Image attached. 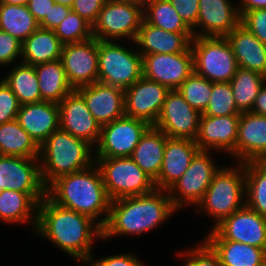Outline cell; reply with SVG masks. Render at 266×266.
<instances>
[{
  "mask_svg": "<svg viewBox=\"0 0 266 266\" xmlns=\"http://www.w3.org/2000/svg\"><path fill=\"white\" fill-rule=\"evenodd\" d=\"M158 193L162 192L154 188L148 194L111 201L108 215L98 222L102 228V237L119 233L120 235L122 233L140 234L154 228L183 204V201L181 202L177 197L170 195L164 197Z\"/></svg>",
  "mask_w": 266,
  "mask_h": 266,
  "instance_id": "6da1fadb",
  "label": "cell"
},
{
  "mask_svg": "<svg viewBox=\"0 0 266 266\" xmlns=\"http://www.w3.org/2000/svg\"><path fill=\"white\" fill-rule=\"evenodd\" d=\"M42 201L35 218L37 230L67 253L90 261L92 235L96 233L102 237V228L97 224L92 232V218L58 206L47 196Z\"/></svg>",
  "mask_w": 266,
  "mask_h": 266,
  "instance_id": "7a4b0ae2",
  "label": "cell"
},
{
  "mask_svg": "<svg viewBox=\"0 0 266 266\" xmlns=\"http://www.w3.org/2000/svg\"><path fill=\"white\" fill-rule=\"evenodd\" d=\"M83 169L67 174L53 181L52 192L47 189V197L63 208L84 214L92 219L106 211L109 213L111 200L103 184L100 169L94 174H88ZM49 192L51 194H49ZM55 194V195H54ZM52 195V196H51Z\"/></svg>",
  "mask_w": 266,
  "mask_h": 266,
  "instance_id": "3957f363",
  "label": "cell"
},
{
  "mask_svg": "<svg viewBox=\"0 0 266 266\" xmlns=\"http://www.w3.org/2000/svg\"><path fill=\"white\" fill-rule=\"evenodd\" d=\"M88 147L87 141L60 128L54 131L39 147V150L45 151L43 159H46L45 168L49 170L40 169L44 186H48L46 176L50 177L49 182L52 183L61 176L88 169L91 165Z\"/></svg>",
  "mask_w": 266,
  "mask_h": 266,
  "instance_id": "277c9868",
  "label": "cell"
},
{
  "mask_svg": "<svg viewBox=\"0 0 266 266\" xmlns=\"http://www.w3.org/2000/svg\"><path fill=\"white\" fill-rule=\"evenodd\" d=\"M103 184L111 201L144 195L155 188L154 181L131 157L98 158Z\"/></svg>",
  "mask_w": 266,
  "mask_h": 266,
  "instance_id": "5b68a950",
  "label": "cell"
},
{
  "mask_svg": "<svg viewBox=\"0 0 266 266\" xmlns=\"http://www.w3.org/2000/svg\"><path fill=\"white\" fill-rule=\"evenodd\" d=\"M192 41L194 72L211 82H230L239 67L226 37L196 36Z\"/></svg>",
  "mask_w": 266,
  "mask_h": 266,
  "instance_id": "8992f818",
  "label": "cell"
},
{
  "mask_svg": "<svg viewBox=\"0 0 266 266\" xmlns=\"http://www.w3.org/2000/svg\"><path fill=\"white\" fill-rule=\"evenodd\" d=\"M142 76V55L98 40V82L126 90Z\"/></svg>",
  "mask_w": 266,
  "mask_h": 266,
  "instance_id": "52a82bcc",
  "label": "cell"
},
{
  "mask_svg": "<svg viewBox=\"0 0 266 266\" xmlns=\"http://www.w3.org/2000/svg\"><path fill=\"white\" fill-rule=\"evenodd\" d=\"M139 7L129 2L106 0L92 26L93 37L99 41H108L107 36L117 38L131 35L135 41L144 19V13Z\"/></svg>",
  "mask_w": 266,
  "mask_h": 266,
  "instance_id": "ba28073f",
  "label": "cell"
},
{
  "mask_svg": "<svg viewBox=\"0 0 266 266\" xmlns=\"http://www.w3.org/2000/svg\"><path fill=\"white\" fill-rule=\"evenodd\" d=\"M207 240H229L266 251V218L242 206L216 225Z\"/></svg>",
  "mask_w": 266,
  "mask_h": 266,
  "instance_id": "9c48e42d",
  "label": "cell"
},
{
  "mask_svg": "<svg viewBox=\"0 0 266 266\" xmlns=\"http://www.w3.org/2000/svg\"><path fill=\"white\" fill-rule=\"evenodd\" d=\"M149 127L145 121L127 116L102 125L98 158L130 157Z\"/></svg>",
  "mask_w": 266,
  "mask_h": 266,
  "instance_id": "30bf717a",
  "label": "cell"
},
{
  "mask_svg": "<svg viewBox=\"0 0 266 266\" xmlns=\"http://www.w3.org/2000/svg\"><path fill=\"white\" fill-rule=\"evenodd\" d=\"M201 115L184 100L178 89L169 90L154 126L170 138L195 140Z\"/></svg>",
  "mask_w": 266,
  "mask_h": 266,
  "instance_id": "8fae6325",
  "label": "cell"
},
{
  "mask_svg": "<svg viewBox=\"0 0 266 266\" xmlns=\"http://www.w3.org/2000/svg\"><path fill=\"white\" fill-rule=\"evenodd\" d=\"M143 76L166 86L169 90L178 89L194 72L191 47L183 53H157L142 57Z\"/></svg>",
  "mask_w": 266,
  "mask_h": 266,
  "instance_id": "7c38bea8",
  "label": "cell"
},
{
  "mask_svg": "<svg viewBox=\"0 0 266 266\" xmlns=\"http://www.w3.org/2000/svg\"><path fill=\"white\" fill-rule=\"evenodd\" d=\"M233 169L218 170L211 181L205 195L200 203L208 209L213 216L217 217L220 223L223 219L241 209L239 203L241 200L243 178ZM243 184V185H242Z\"/></svg>",
  "mask_w": 266,
  "mask_h": 266,
  "instance_id": "4fadbf2b",
  "label": "cell"
},
{
  "mask_svg": "<svg viewBox=\"0 0 266 266\" xmlns=\"http://www.w3.org/2000/svg\"><path fill=\"white\" fill-rule=\"evenodd\" d=\"M61 61L73 89L98 82V39L64 44Z\"/></svg>",
  "mask_w": 266,
  "mask_h": 266,
  "instance_id": "5bb4252c",
  "label": "cell"
},
{
  "mask_svg": "<svg viewBox=\"0 0 266 266\" xmlns=\"http://www.w3.org/2000/svg\"><path fill=\"white\" fill-rule=\"evenodd\" d=\"M169 89L142 76L124 90L125 116L145 121L154 126Z\"/></svg>",
  "mask_w": 266,
  "mask_h": 266,
  "instance_id": "9a60e30c",
  "label": "cell"
},
{
  "mask_svg": "<svg viewBox=\"0 0 266 266\" xmlns=\"http://www.w3.org/2000/svg\"><path fill=\"white\" fill-rule=\"evenodd\" d=\"M58 106L60 129L89 144L94 140L99 141L102 126L95 120L84 98L76 89L71 91Z\"/></svg>",
  "mask_w": 266,
  "mask_h": 266,
  "instance_id": "2e32d148",
  "label": "cell"
},
{
  "mask_svg": "<svg viewBox=\"0 0 266 266\" xmlns=\"http://www.w3.org/2000/svg\"><path fill=\"white\" fill-rule=\"evenodd\" d=\"M35 158L0 155V192L15 190L22 193H47Z\"/></svg>",
  "mask_w": 266,
  "mask_h": 266,
  "instance_id": "e0dca14e",
  "label": "cell"
},
{
  "mask_svg": "<svg viewBox=\"0 0 266 266\" xmlns=\"http://www.w3.org/2000/svg\"><path fill=\"white\" fill-rule=\"evenodd\" d=\"M95 120L102 125L125 116L124 90L95 82L76 89Z\"/></svg>",
  "mask_w": 266,
  "mask_h": 266,
  "instance_id": "ac0fdd59",
  "label": "cell"
},
{
  "mask_svg": "<svg viewBox=\"0 0 266 266\" xmlns=\"http://www.w3.org/2000/svg\"><path fill=\"white\" fill-rule=\"evenodd\" d=\"M235 154L247 162L266 161V116L252 112L240 114Z\"/></svg>",
  "mask_w": 266,
  "mask_h": 266,
  "instance_id": "d6986e66",
  "label": "cell"
},
{
  "mask_svg": "<svg viewBox=\"0 0 266 266\" xmlns=\"http://www.w3.org/2000/svg\"><path fill=\"white\" fill-rule=\"evenodd\" d=\"M199 151L195 140L167 136L164 157L156 186L169 189L189 168L191 160Z\"/></svg>",
  "mask_w": 266,
  "mask_h": 266,
  "instance_id": "ffe728a7",
  "label": "cell"
},
{
  "mask_svg": "<svg viewBox=\"0 0 266 266\" xmlns=\"http://www.w3.org/2000/svg\"><path fill=\"white\" fill-rule=\"evenodd\" d=\"M16 120L40 147L60 128L58 103L42 101L21 105Z\"/></svg>",
  "mask_w": 266,
  "mask_h": 266,
  "instance_id": "44dd1931",
  "label": "cell"
},
{
  "mask_svg": "<svg viewBox=\"0 0 266 266\" xmlns=\"http://www.w3.org/2000/svg\"><path fill=\"white\" fill-rule=\"evenodd\" d=\"M240 115L207 116L201 115L198 133L195 138L199 150L225 148L235 154Z\"/></svg>",
  "mask_w": 266,
  "mask_h": 266,
  "instance_id": "7402d4cb",
  "label": "cell"
},
{
  "mask_svg": "<svg viewBox=\"0 0 266 266\" xmlns=\"http://www.w3.org/2000/svg\"><path fill=\"white\" fill-rule=\"evenodd\" d=\"M213 165L206 150H199L186 172L168 190L177 188L185 200L200 203L218 171Z\"/></svg>",
  "mask_w": 266,
  "mask_h": 266,
  "instance_id": "603a6c76",
  "label": "cell"
},
{
  "mask_svg": "<svg viewBox=\"0 0 266 266\" xmlns=\"http://www.w3.org/2000/svg\"><path fill=\"white\" fill-rule=\"evenodd\" d=\"M226 39L239 68L253 70L266 77V46L255 35L239 24Z\"/></svg>",
  "mask_w": 266,
  "mask_h": 266,
  "instance_id": "cb8c5ba5",
  "label": "cell"
},
{
  "mask_svg": "<svg viewBox=\"0 0 266 266\" xmlns=\"http://www.w3.org/2000/svg\"><path fill=\"white\" fill-rule=\"evenodd\" d=\"M233 10L227 0H199L196 26L203 25L208 34L198 36L226 37L240 24L241 16Z\"/></svg>",
  "mask_w": 266,
  "mask_h": 266,
  "instance_id": "d4e9b609",
  "label": "cell"
},
{
  "mask_svg": "<svg viewBox=\"0 0 266 266\" xmlns=\"http://www.w3.org/2000/svg\"><path fill=\"white\" fill-rule=\"evenodd\" d=\"M192 33H174L148 24L144 19L134 42L142 45L145 51L142 55L185 52L191 45Z\"/></svg>",
  "mask_w": 266,
  "mask_h": 266,
  "instance_id": "484cf974",
  "label": "cell"
},
{
  "mask_svg": "<svg viewBox=\"0 0 266 266\" xmlns=\"http://www.w3.org/2000/svg\"><path fill=\"white\" fill-rule=\"evenodd\" d=\"M166 140L165 133L155 126H150L130 156L153 181L160 173Z\"/></svg>",
  "mask_w": 266,
  "mask_h": 266,
  "instance_id": "4316f807",
  "label": "cell"
},
{
  "mask_svg": "<svg viewBox=\"0 0 266 266\" xmlns=\"http://www.w3.org/2000/svg\"><path fill=\"white\" fill-rule=\"evenodd\" d=\"M63 45L54 30L38 27L22 42L21 54L25 64L35 66L61 59Z\"/></svg>",
  "mask_w": 266,
  "mask_h": 266,
  "instance_id": "83f0119b",
  "label": "cell"
},
{
  "mask_svg": "<svg viewBox=\"0 0 266 266\" xmlns=\"http://www.w3.org/2000/svg\"><path fill=\"white\" fill-rule=\"evenodd\" d=\"M42 101L60 103L74 89L68 82L61 59L35 65Z\"/></svg>",
  "mask_w": 266,
  "mask_h": 266,
  "instance_id": "f1b7e54d",
  "label": "cell"
},
{
  "mask_svg": "<svg viewBox=\"0 0 266 266\" xmlns=\"http://www.w3.org/2000/svg\"><path fill=\"white\" fill-rule=\"evenodd\" d=\"M221 266H259L266 258L262 248L229 240H207Z\"/></svg>",
  "mask_w": 266,
  "mask_h": 266,
  "instance_id": "f546056e",
  "label": "cell"
},
{
  "mask_svg": "<svg viewBox=\"0 0 266 266\" xmlns=\"http://www.w3.org/2000/svg\"><path fill=\"white\" fill-rule=\"evenodd\" d=\"M39 149L16 119L0 125V155L36 158Z\"/></svg>",
  "mask_w": 266,
  "mask_h": 266,
  "instance_id": "4dcf8cb0",
  "label": "cell"
},
{
  "mask_svg": "<svg viewBox=\"0 0 266 266\" xmlns=\"http://www.w3.org/2000/svg\"><path fill=\"white\" fill-rule=\"evenodd\" d=\"M38 27L27 6L0 3V30L24 42Z\"/></svg>",
  "mask_w": 266,
  "mask_h": 266,
  "instance_id": "1f68e13d",
  "label": "cell"
},
{
  "mask_svg": "<svg viewBox=\"0 0 266 266\" xmlns=\"http://www.w3.org/2000/svg\"><path fill=\"white\" fill-rule=\"evenodd\" d=\"M266 77L253 70L238 68L230 81L237 109L250 112Z\"/></svg>",
  "mask_w": 266,
  "mask_h": 266,
  "instance_id": "d6a6232c",
  "label": "cell"
},
{
  "mask_svg": "<svg viewBox=\"0 0 266 266\" xmlns=\"http://www.w3.org/2000/svg\"><path fill=\"white\" fill-rule=\"evenodd\" d=\"M41 196V197H40ZM47 193H22L15 190L0 192V218L6 221H24L29 217L31 205L37 206Z\"/></svg>",
  "mask_w": 266,
  "mask_h": 266,
  "instance_id": "836d02e7",
  "label": "cell"
},
{
  "mask_svg": "<svg viewBox=\"0 0 266 266\" xmlns=\"http://www.w3.org/2000/svg\"><path fill=\"white\" fill-rule=\"evenodd\" d=\"M3 81L21 105L42 102L35 66L23 63Z\"/></svg>",
  "mask_w": 266,
  "mask_h": 266,
  "instance_id": "e575fe53",
  "label": "cell"
},
{
  "mask_svg": "<svg viewBox=\"0 0 266 266\" xmlns=\"http://www.w3.org/2000/svg\"><path fill=\"white\" fill-rule=\"evenodd\" d=\"M245 187L250 195L247 207L266 218V161L246 162Z\"/></svg>",
  "mask_w": 266,
  "mask_h": 266,
  "instance_id": "d590c367",
  "label": "cell"
},
{
  "mask_svg": "<svg viewBox=\"0 0 266 266\" xmlns=\"http://www.w3.org/2000/svg\"><path fill=\"white\" fill-rule=\"evenodd\" d=\"M150 15H143L144 20L155 27L174 33H193L169 0H148Z\"/></svg>",
  "mask_w": 266,
  "mask_h": 266,
  "instance_id": "8d00e7d4",
  "label": "cell"
},
{
  "mask_svg": "<svg viewBox=\"0 0 266 266\" xmlns=\"http://www.w3.org/2000/svg\"><path fill=\"white\" fill-rule=\"evenodd\" d=\"M184 100L201 114L209 104L212 82L193 72L178 88Z\"/></svg>",
  "mask_w": 266,
  "mask_h": 266,
  "instance_id": "74e56055",
  "label": "cell"
},
{
  "mask_svg": "<svg viewBox=\"0 0 266 266\" xmlns=\"http://www.w3.org/2000/svg\"><path fill=\"white\" fill-rule=\"evenodd\" d=\"M234 101L230 82H212L209 104L202 115L228 116L240 115Z\"/></svg>",
  "mask_w": 266,
  "mask_h": 266,
  "instance_id": "f35d334b",
  "label": "cell"
},
{
  "mask_svg": "<svg viewBox=\"0 0 266 266\" xmlns=\"http://www.w3.org/2000/svg\"><path fill=\"white\" fill-rule=\"evenodd\" d=\"M54 31L63 44L79 43L93 38L92 25L72 10Z\"/></svg>",
  "mask_w": 266,
  "mask_h": 266,
  "instance_id": "ab89813d",
  "label": "cell"
},
{
  "mask_svg": "<svg viewBox=\"0 0 266 266\" xmlns=\"http://www.w3.org/2000/svg\"><path fill=\"white\" fill-rule=\"evenodd\" d=\"M240 24L266 46V8L243 13L241 15Z\"/></svg>",
  "mask_w": 266,
  "mask_h": 266,
  "instance_id": "60d3db41",
  "label": "cell"
},
{
  "mask_svg": "<svg viewBox=\"0 0 266 266\" xmlns=\"http://www.w3.org/2000/svg\"><path fill=\"white\" fill-rule=\"evenodd\" d=\"M21 104L4 81L0 83V125L15 120Z\"/></svg>",
  "mask_w": 266,
  "mask_h": 266,
  "instance_id": "b9f144b4",
  "label": "cell"
},
{
  "mask_svg": "<svg viewBox=\"0 0 266 266\" xmlns=\"http://www.w3.org/2000/svg\"><path fill=\"white\" fill-rule=\"evenodd\" d=\"M105 1L106 0H74L71 10L93 26Z\"/></svg>",
  "mask_w": 266,
  "mask_h": 266,
  "instance_id": "7bdbcfd3",
  "label": "cell"
},
{
  "mask_svg": "<svg viewBox=\"0 0 266 266\" xmlns=\"http://www.w3.org/2000/svg\"><path fill=\"white\" fill-rule=\"evenodd\" d=\"M19 53H22V42L0 30V64L10 63Z\"/></svg>",
  "mask_w": 266,
  "mask_h": 266,
  "instance_id": "ee69618b",
  "label": "cell"
},
{
  "mask_svg": "<svg viewBox=\"0 0 266 266\" xmlns=\"http://www.w3.org/2000/svg\"><path fill=\"white\" fill-rule=\"evenodd\" d=\"M169 2L190 28L196 26L199 0H169Z\"/></svg>",
  "mask_w": 266,
  "mask_h": 266,
  "instance_id": "f6af8a7d",
  "label": "cell"
},
{
  "mask_svg": "<svg viewBox=\"0 0 266 266\" xmlns=\"http://www.w3.org/2000/svg\"><path fill=\"white\" fill-rule=\"evenodd\" d=\"M189 254L192 255V258L190 257L185 266H221L217 254L206 243V241L204 246L196 249L194 252L190 251Z\"/></svg>",
  "mask_w": 266,
  "mask_h": 266,
  "instance_id": "bcb514c9",
  "label": "cell"
},
{
  "mask_svg": "<svg viewBox=\"0 0 266 266\" xmlns=\"http://www.w3.org/2000/svg\"><path fill=\"white\" fill-rule=\"evenodd\" d=\"M70 11L71 7L55 3L51 7L49 14L39 23V27L54 30L67 17Z\"/></svg>",
  "mask_w": 266,
  "mask_h": 266,
  "instance_id": "7dc6e473",
  "label": "cell"
},
{
  "mask_svg": "<svg viewBox=\"0 0 266 266\" xmlns=\"http://www.w3.org/2000/svg\"><path fill=\"white\" fill-rule=\"evenodd\" d=\"M54 4L55 2L53 0H29L27 7L35 20L40 23L49 14Z\"/></svg>",
  "mask_w": 266,
  "mask_h": 266,
  "instance_id": "c3c4849f",
  "label": "cell"
},
{
  "mask_svg": "<svg viewBox=\"0 0 266 266\" xmlns=\"http://www.w3.org/2000/svg\"><path fill=\"white\" fill-rule=\"evenodd\" d=\"M91 266H141L137 258L131 255L110 256L92 263Z\"/></svg>",
  "mask_w": 266,
  "mask_h": 266,
  "instance_id": "681fc988",
  "label": "cell"
},
{
  "mask_svg": "<svg viewBox=\"0 0 266 266\" xmlns=\"http://www.w3.org/2000/svg\"><path fill=\"white\" fill-rule=\"evenodd\" d=\"M253 106H254L253 108L255 107L256 108L254 110L252 108L250 112L266 116V87L264 86V84L261 87L258 93V96L256 97L254 101Z\"/></svg>",
  "mask_w": 266,
  "mask_h": 266,
  "instance_id": "f907efd6",
  "label": "cell"
},
{
  "mask_svg": "<svg viewBox=\"0 0 266 266\" xmlns=\"http://www.w3.org/2000/svg\"><path fill=\"white\" fill-rule=\"evenodd\" d=\"M242 2L244 4L241 6L240 12H238L240 16L247 11L266 8V0H243Z\"/></svg>",
  "mask_w": 266,
  "mask_h": 266,
  "instance_id": "816d5d0a",
  "label": "cell"
},
{
  "mask_svg": "<svg viewBox=\"0 0 266 266\" xmlns=\"http://www.w3.org/2000/svg\"><path fill=\"white\" fill-rule=\"evenodd\" d=\"M29 0H0V3L27 6Z\"/></svg>",
  "mask_w": 266,
  "mask_h": 266,
  "instance_id": "f5cc1de1",
  "label": "cell"
},
{
  "mask_svg": "<svg viewBox=\"0 0 266 266\" xmlns=\"http://www.w3.org/2000/svg\"><path fill=\"white\" fill-rule=\"evenodd\" d=\"M116 1L129 2V3L137 4L142 7L144 6V4H146L148 0H116Z\"/></svg>",
  "mask_w": 266,
  "mask_h": 266,
  "instance_id": "db71d44e",
  "label": "cell"
},
{
  "mask_svg": "<svg viewBox=\"0 0 266 266\" xmlns=\"http://www.w3.org/2000/svg\"><path fill=\"white\" fill-rule=\"evenodd\" d=\"M56 4H62L68 7H71L74 3V0H53Z\"/></svg>",
  "mask_w": 266,
  "mask_h": 266,
  "instance_id": "11a10c76",
  "label": "cell"
},
{
  "mask_svg": "<svg viewBox=\"0 0 266 266\" xmlns=\"http://www.w3.org/2000/svg\"><path fill=\"white\" fill-rule=\"evenodd\" d=\"M259 266H266V258L264 259V261Z\"/></svg>",
  "mask_w": 266,
  "mask_h": 266,
  "instance_id": "9f6ffc18",
  "label": "cell"
}]
</instances>
